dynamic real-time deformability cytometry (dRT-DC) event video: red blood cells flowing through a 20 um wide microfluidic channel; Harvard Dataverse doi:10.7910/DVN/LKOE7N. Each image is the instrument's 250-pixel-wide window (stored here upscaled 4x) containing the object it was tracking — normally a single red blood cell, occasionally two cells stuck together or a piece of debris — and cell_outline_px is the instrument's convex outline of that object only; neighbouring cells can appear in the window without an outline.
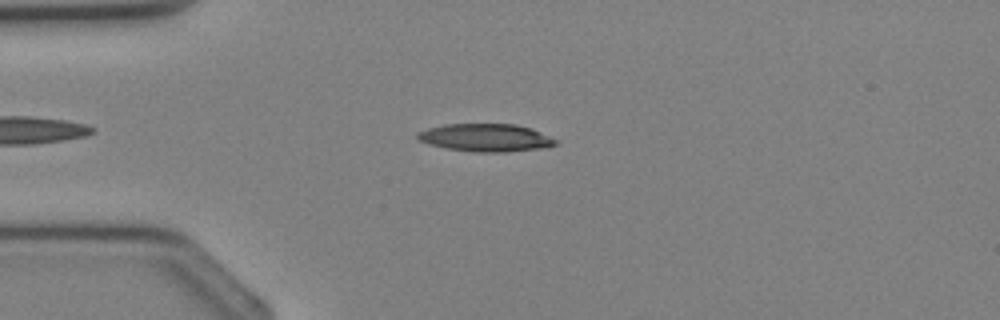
{"species": "Egyptian fruit bat (a non-hibernating species)", "species_latin": "Rousettus aegyptiacus", "temperature_condition": "cold", "stored_images_in_passage": 30, "camera_frame_rate_fps": 3000, "um_per_image_px": 0.085, "animal": {"sex": "female"}, "frame": {"image": 1, "passage_image": 5, "time_ms": 1.333, "image_size_px": [1000, 320], "cell_outline_px": [[560, 140], [556, 144], [544, 148], [504, 152], [476, 152], [448, 148], [428, 144], [416, 140], [416, 132], [428, 128], [444, 124], [516, 124], [532, 128]], "centroid_in_image_um": [41.3, 11.69], "position_along_channel_um": 43.7, "area_um2": 22.6}}
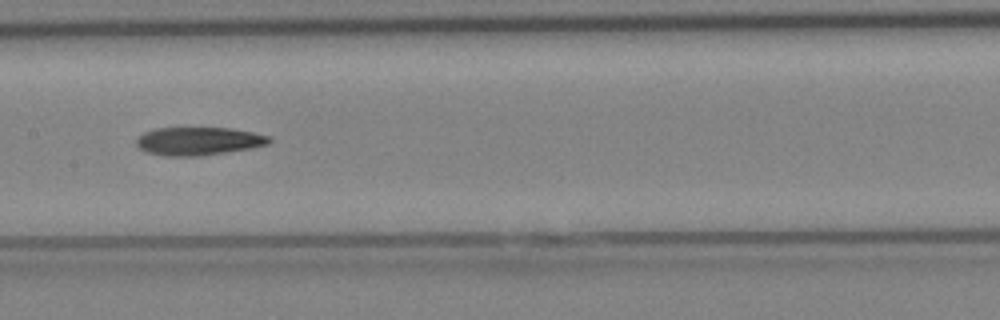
{"frame": {"image": 2, "passage_image": 14, "time_ms": 4.333, "image_size_px": [1000, 320], "cell_outline_px": [[272, 140], [268, 144], [252, 148], [200, 156], [164, 156], [144, 152], [136, 144], [136, 140], [144, 132], [156, 128], [232, 128], [272, 136]], "centroid_in_image_um": [16.89, 12.0], "position_along_channel_um": 190.5, "area_um2": 21.91}}
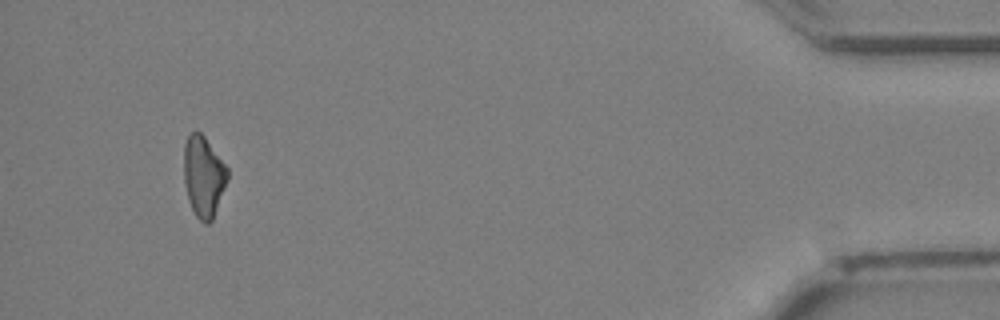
{"frame": {"image": 3, "passage_image": 30, "time_ms": 9.667, "image_size_px": [1000, 320], "cell_outline_px": [[228, 180], [212, 220], [208, 224], [204, 224], [196, 216], [188, 200], [184, 184], [184, 144], [188, 136], [196, 128], [204, 136], [228, 168]], "centroid_in_image_um": [17.29, 14.99], "position_along_channel_um": 417.9, "area_um2": 20.63}}